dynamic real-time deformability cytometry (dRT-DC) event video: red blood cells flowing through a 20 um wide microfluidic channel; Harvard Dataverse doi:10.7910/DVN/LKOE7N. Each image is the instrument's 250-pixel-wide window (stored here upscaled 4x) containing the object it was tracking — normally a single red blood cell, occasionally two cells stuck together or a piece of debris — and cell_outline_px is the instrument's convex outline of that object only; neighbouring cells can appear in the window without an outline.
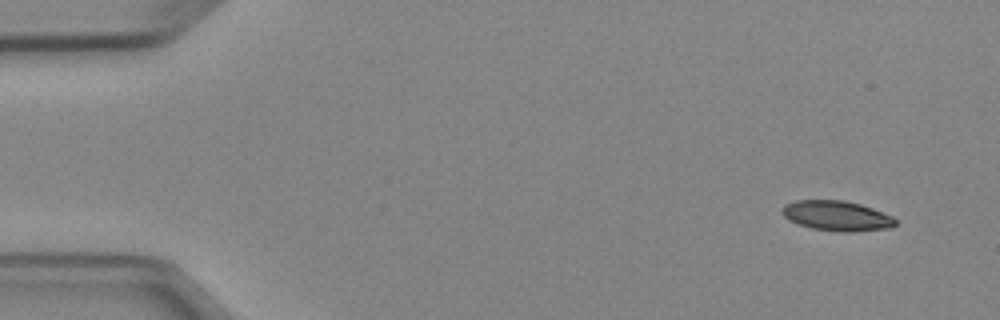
{"species": "Egyptian fruit bat (a non-hibernating species)", "species_latin": "Rousettus aegyptiacus", "temperature_condition": "cold", "stored_images_in_passage": 4, "camera_frame_rate_fps": 3000, "um_per_image_px": 0.085, "animal": {"sex": "female"}, "frame": {"image": 1, "passage_image": 1, "time_ms": 0.0, "image_size_px": [1000, 320], "cell_outline_px": [[896, 224], [892, 228], [852, 232], [840, 232], [812, 228], [788, 220], [780, 212], [784, 204], [796, 200], [844, 200], [860, 204], [872, 208], [892, 216], [896, 220]], "centroid_in_image_um": [71.12, 18.34], "position_along_channel_um": 13.9, "area_um2": 19.94}}